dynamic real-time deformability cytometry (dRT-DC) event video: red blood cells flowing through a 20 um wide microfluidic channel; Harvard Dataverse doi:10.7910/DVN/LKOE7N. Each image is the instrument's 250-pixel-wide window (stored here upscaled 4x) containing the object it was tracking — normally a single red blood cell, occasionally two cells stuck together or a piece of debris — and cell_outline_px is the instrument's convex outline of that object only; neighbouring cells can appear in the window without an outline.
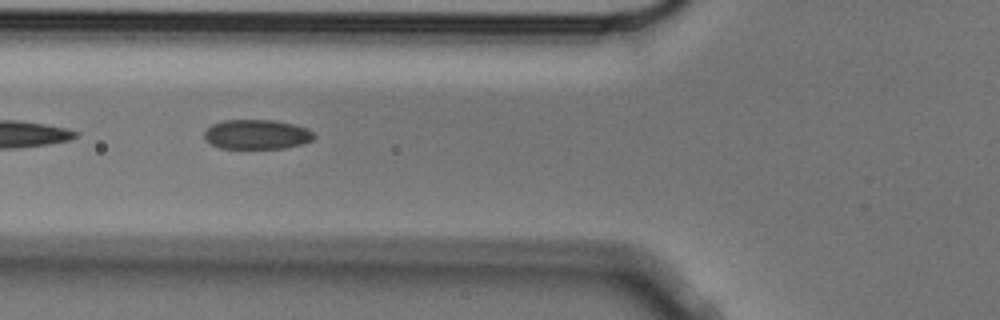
{"species": "Egyptian fruit bat (a non-hibernating species)", "species_latin": "Rousettus aegyptiacus", "temperature_condition": "cold", "stored_images_in_passage": 9, "segment_of_instrument_passage": [2, 2], "camera_frame_rate_fps": 3000, "um_per_image_px": 0.085, "animal": {"sex": "male"}, "frame": {"image": 1, "passage_image": 6, "time_ms": 1.667, "image_size_px": [1000, 320], "cell_outline_px": [[316, 136], [312, 140], [300, 144], [284, 148], [220, 148], [204, 140], [204, 132], [212, 124], [224, 120], [276, 120], [308, 128]], "centroid_in_image_um": [21.81, 11.42], "position_along_channel_um": 104.0, "area_um2": 18.9}}
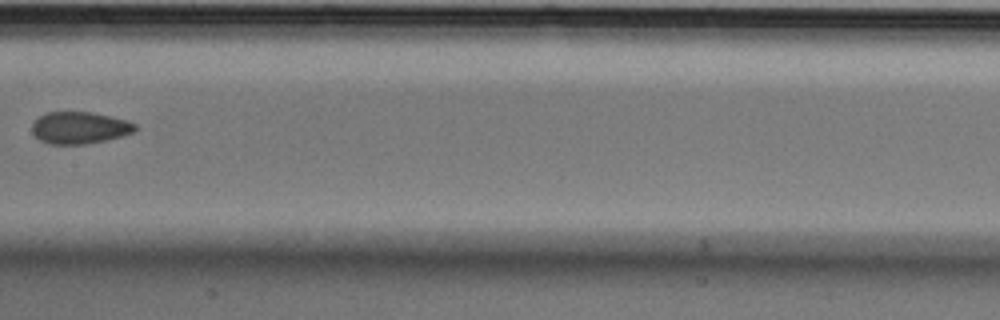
{"frame": {"image": 2, "passage_image": 8, "time_ms": 2.333, "image_size_px": [1000, 320], "cell_outline_px": [[140, 128], [132, 132], [120, 136], [104, 140], [84, 144], [48, 144], [40, 140], [32, 132], [32, 124], [40, 116], [48, 112], [92, 112], [112, 116], [128, 120], [136, 124]], "centroid_in_image_um": [6.79, 10.85], "position_along_channel_um": 200.6, "area_um2": 19.19}}
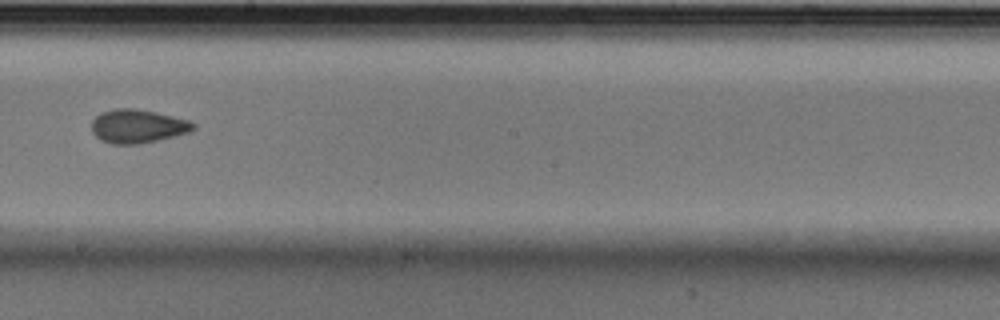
{"frame": {"image": 3, "passage_image": 9, "time_ms": 2.667, "image_size_px": [1000, 320], "cell_outline_px": [[196, 128], [192, 132], [140, 144], [112, 144], [100, 140], [92, 132], [92, 120], [100, 112], [116, 108], [136, 108], [156, 112], [188, 120], [196, 124]], "centroid_in_image_um": [11.71, 10.73], "position_along_channel_um": 236.5, "area_um2": 20.11}}